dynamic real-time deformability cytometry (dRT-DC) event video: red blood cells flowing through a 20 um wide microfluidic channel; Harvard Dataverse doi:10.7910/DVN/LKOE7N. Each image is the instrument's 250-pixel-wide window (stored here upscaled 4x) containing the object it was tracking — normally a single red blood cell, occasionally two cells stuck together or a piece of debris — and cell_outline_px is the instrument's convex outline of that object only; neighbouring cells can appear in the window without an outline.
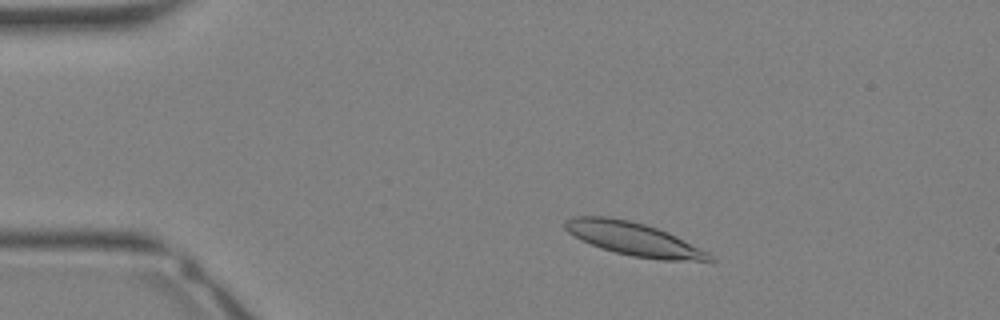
{"species": "Egyptian fruit bat (a non-hibernating species)", "species_latin": "Rousettus aegyptiacus", "temperature_condition": "warm", "stored_images_in_passage": 33, "camera_frame_rate_fps": 3000, "um_per_image_px": 0.085, "animal": {"sex": "female"}, "frame": {"image": 1, "passage_image": 5, "time_ms": 1.333, "image_size_px": [1000, 320], "cell_outline_px": [[716, 260], [664, 260], [632, 256], [616, 252], [592, 244], [568, 232], [564, 228], [564, 220], [572, 216], [604, 216], [628, 220], [644, 224], [668, 232], [708, 252]], "centroid_in_image_um": [53.84, 20.29], "position_along_channel_um": 31.2, "area_um2": 27.34}}
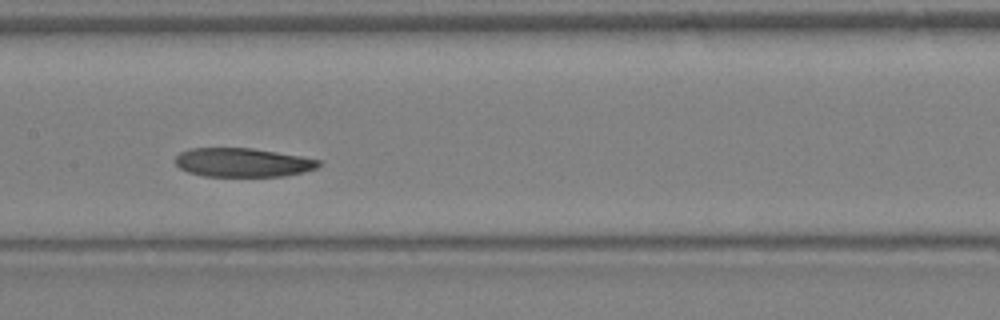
{"frame": {"image": 2, "passage_image": 16, "time_ms": 5.0, "image_size_px": [1000, 320], "cell_outline_px": [[320, 164], [316, 168], [304, 172], [284, 176], [204, 176], [188, 172], [180, 168], [176, 164], [176, 156], [180, 152], [188, 148], [252, 148], [300, 156], [320, 160]], "centroid_in_image_um": [20.61, 13.81], "position_along_channel_um": 186.8, "area_um2": 24.04}}
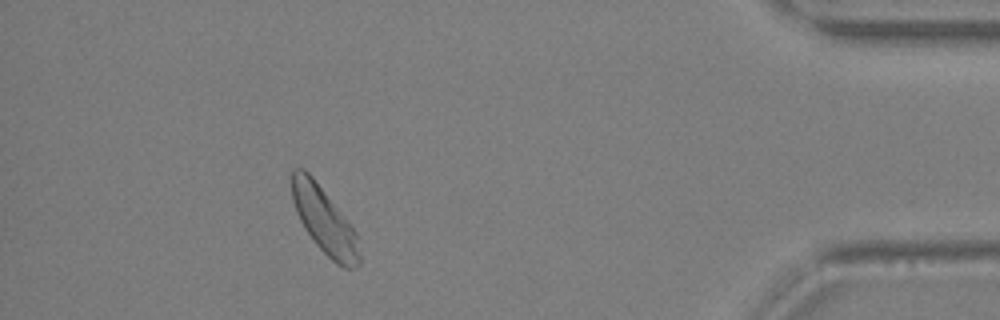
{"frame": {"image": 3, "passage_image": 30, "time_ms": 9.667, "image_size_px": [1000, 320], "cell_outline_px": [[360, 264], [352, 268], [344, 268], [336, 264], [316, 244], [304, 228], [296, 212], [292, 200], [292, 172], [296, 168], [304, 168], [312, 176], [344, 216], [356, 232], [360, 256]], "centroid_in_image_um": [27.56, 18.76], "position_along_channel_um": 407.6, "area_um2": 25.72}}